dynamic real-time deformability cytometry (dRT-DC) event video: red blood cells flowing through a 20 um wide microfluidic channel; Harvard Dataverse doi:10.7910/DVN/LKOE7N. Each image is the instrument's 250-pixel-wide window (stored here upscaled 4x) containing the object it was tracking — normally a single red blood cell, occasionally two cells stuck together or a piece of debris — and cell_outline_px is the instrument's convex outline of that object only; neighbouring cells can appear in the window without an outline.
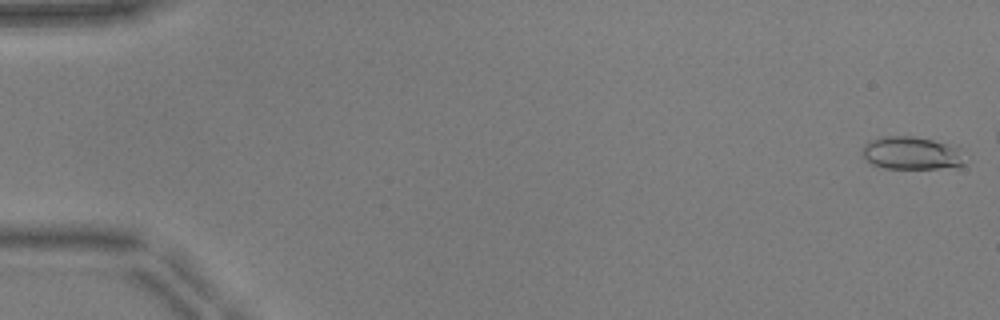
{"species": "common noctule bat (a hibernating species)", "species_latin": "Nyctalus noctula", "temperature_condition": "warm", "stored_images_in_passage": 17, "camera_frame_rate_fps": 3000, "um_per_image_px": 0.085, "animal": {"sex": "male", "body_mass_g": 17.9, "forearm_length_mm": 54.2}, "frame": {"image": 1, "passage_image": 1, "time_ms": 0.0, "image_size_px": [1000, 320], "cell_outline_px": [[964, 164], [956, 168], [884, 168], [872, 164], [864, 156], [864, 144], [868, 140], [884, 136], [912, 136], [932, 140], [948, 144], [956, 148]], "centroid_in_image_um": [77.44, 13.02], "position_along_channel_um": 7.6, "area_um2": 19.25}}